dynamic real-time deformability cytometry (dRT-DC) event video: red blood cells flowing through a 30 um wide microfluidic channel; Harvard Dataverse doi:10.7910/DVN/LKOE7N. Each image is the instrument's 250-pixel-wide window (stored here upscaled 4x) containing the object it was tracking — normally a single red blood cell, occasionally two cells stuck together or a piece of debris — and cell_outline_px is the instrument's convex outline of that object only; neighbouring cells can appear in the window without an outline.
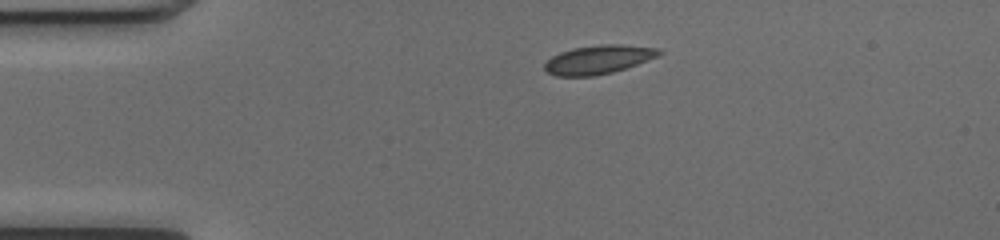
{"species": "common noctule bat (a hibernating species)", "species_latin": "Nyctalus noctula", "temperature_condition": "cold", "stored_images_in_passage": 41, "camera_frame_rate_fps": 3000, "um_per_image_px": 0.085, "animal": {"sex": "female", "body_mass_g": 17.0, "forearm_length_mm": 48.0}, "frame": {"image": 1, "passage_image": 1, "time_ms": 0.0, "image_size_px": [1000, 240], "cell_outline_px": [[664, 52], [660, 56], [612, 72], [596, 76], [556, 76], [548, 72], [544, 68], [544, 64], [552, 56], [560, 52], [572, 48], [600, 44], [620, 44], [656, 48]], "centroid_in_image_um": [50.86, 5.06], "position_along_channel_um": 34.1, "area_um2": 19.13}}
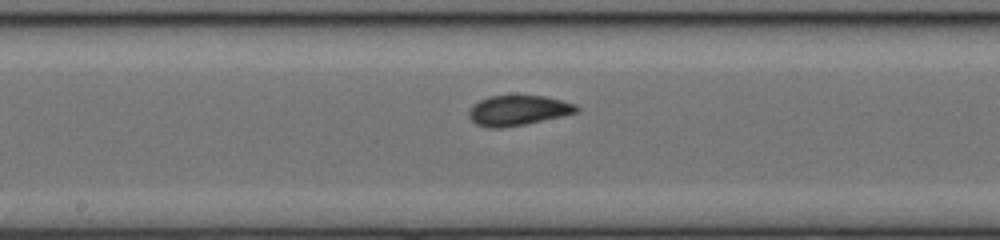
{"frame": {"image": 2, "passage_image": 17, "time_ms": 5.333, "image_size_px": [1000, 240], "cell_outline_px": [[580, 108], [576, 112], [560, 116], [524, 124], [500, 128], [488, 128], [476, 124], [468, 116], [468, 112], [480, 100], [488, 96], [544, 96], [576, 104]], "centroid_in_image_um": [44.02, 9.39], "position_along_channel_um": 204.2, "area_um2": 18.5}}
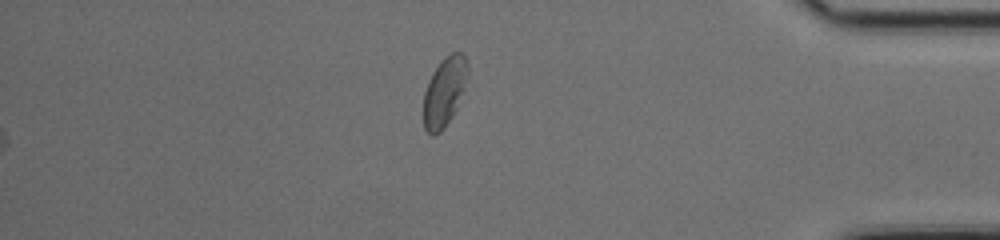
{"frame": {"image": 3, "passage_image": 34, "time_ms": 11.0, "image_size_px": [1000, 240], "cell_outline_px": [[468, 72], [456, 108], [440, 132], [432, 136], [424, 128], [424, 92], [428, 80], [432, 72], [440, 60], [444, 56], [452, 52], [460, 52], [464, 56], [468, 64]], "centroid_in_image_um": [37.74, 7.75], "position_along_channel_um": 397.5, "area_um2": 17.46}, "authors_computed_cell_mechanics": {"area_um2": 18.496, "velocity_mm_per_s": 4.0208, "shape_relaxation_time_tau1_ms": null, "shape_relaxation_time_tau2_ms": 0.9871, "deformation_change_tau1": null, "deformation_change_tau2": 0.0308}}